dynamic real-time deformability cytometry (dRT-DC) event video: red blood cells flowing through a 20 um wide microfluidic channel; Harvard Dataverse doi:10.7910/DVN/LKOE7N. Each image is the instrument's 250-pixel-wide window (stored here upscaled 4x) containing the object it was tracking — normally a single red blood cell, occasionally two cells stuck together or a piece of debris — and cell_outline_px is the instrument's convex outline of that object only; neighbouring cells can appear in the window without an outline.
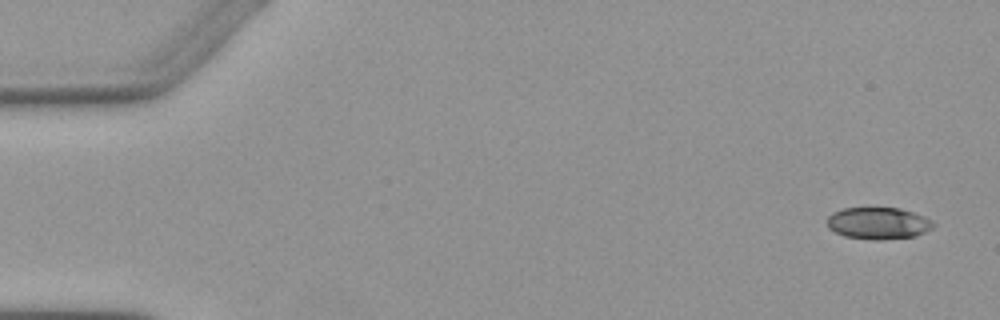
{"species": "Egyptian fruit bat (a non-hibernating species)", "species_latin": "Rousettus aegyptiacus", "temperature_condition": "warm", "stored_images_in_passage": 4, "camera_frame_rate_fps": 3000, "um_per_image_px": 0.085, "animal": {"sex": "female"}, "frame": {"image": 1, "passage_image": 1, "time_ms": 0.0, "image_size_px": [1000, 320], "cell_outline_px": [[936, 224], [932, 228], [916, 236], [880, 240], [872, 240], [844, 236], [828, 228], [828, 216], [832, 212], [844, 208], [900, 208], [924, 216], [932, 220]], "centroid_in_image_um": [74.66, 18.98], "position_along_channel_um": 10.3, "area_um2": 19.77}}